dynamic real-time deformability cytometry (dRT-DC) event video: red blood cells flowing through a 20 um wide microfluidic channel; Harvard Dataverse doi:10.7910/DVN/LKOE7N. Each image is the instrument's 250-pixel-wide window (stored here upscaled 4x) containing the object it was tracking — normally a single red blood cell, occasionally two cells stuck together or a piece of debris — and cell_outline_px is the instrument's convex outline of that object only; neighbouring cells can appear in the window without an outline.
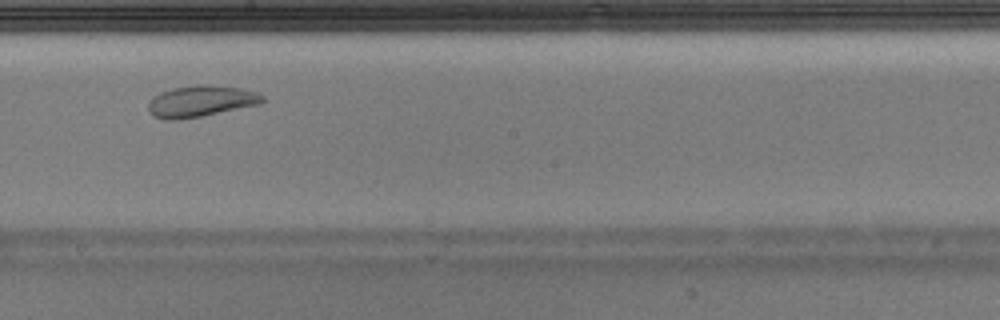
{"species": "Egyptian fruit bat (a non-hibernating species)", "species_latin": "Rousettus aegyptiacus", "temperature_condition": "warm", "stored_images_in_passage": 29, "camera_frame_rate_fps": 3000, "um_per_image_px": 0.085, "animal": {"sex": "male"}, "frame": {"image": 1, "passage_image": 13, "time_ms": 4.0, "image_size_px": [1000, 320], "cell_outline_px": [[264, 100], [260, 104], [180, 120], [164, 120], [152, 116], [148, 108], [148, 104], [152, 96], [160, 92], [172, 88], [200, 84], [216, 84], [244, 88], [256, 92], [264, 96]], "centroid_in_image_um": [17.05, 8.59], "position_along_channel_um": 231.1, "area_um2": 21.15}}